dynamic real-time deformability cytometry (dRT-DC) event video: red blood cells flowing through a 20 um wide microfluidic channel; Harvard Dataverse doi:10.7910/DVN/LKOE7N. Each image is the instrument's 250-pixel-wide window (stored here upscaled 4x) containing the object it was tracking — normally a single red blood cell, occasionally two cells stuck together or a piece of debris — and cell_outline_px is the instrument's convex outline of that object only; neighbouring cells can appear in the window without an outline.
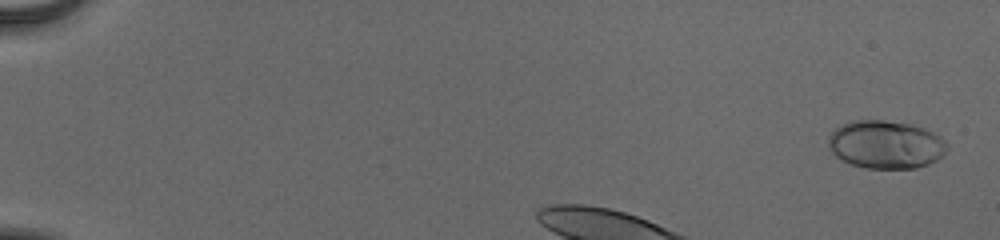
{"species": "human", "species_latin": "Homo sapiens", "temperature_condition": "cold", "stored_images_in_passage": 38, "camera_frame_rate_fps": 3000, "um_per_image_px": 0.085, "donor": {"sex": "male"}, "frame": {"image": 1, "passage_image": 2, "time_ms": 0.333, "image_size_px": [1000, 240], "cell_outline_px": [[948, 148], [936, 160], [928, 164], [916, 168], [864, 168], [852, 164], [836, 156], [828, 148], [828, 136], [840, 124], [852, 120], [884, 120], [908, 124], [924, 128], [940, 136], [948, 144]], "centroid_in_image_um": [75.26, 12.28], "position_along_channel_um": 9.7, "area_um2": 33.23}}
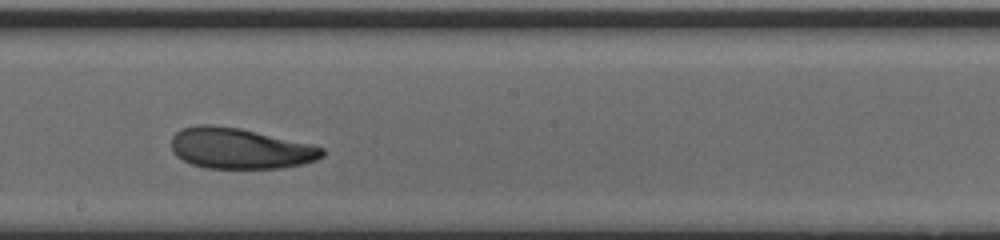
{"frame": {"image": 2, "passage_image": 24, "time_ms": 7.667, "image_size_px": [1000, 240], "cell_outline_px": [[324, 156], [316, 160], [300, 164], [280, 168], [204, 168], [192, 164], [176, 156], [172, 152], [172, 136], [180, 128], [196, 124], [212, 124], [240, 128], [312, 144], [324, 148]], "centroid_in_image_um": [20.37, 12.6], "position_along_channel_um": 227.8, "area_um2": 36.01}}
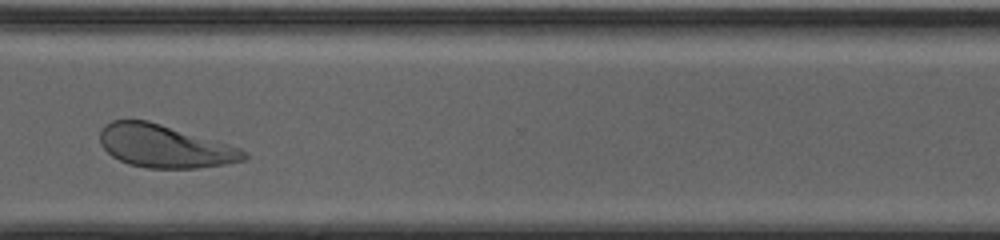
{"frame": {"image": 3, "passage_image": 34, "time_ms": 11.0, "image_size_px": [1000, 240], "cell_outline_px": [[248, 156], [244, 160], [228, 164], [196, 168], [148, 168], [128, 164], [112, 156], [100, 144], [100, 132], [112, 120], [148, 120], [228, 144], [240, 148]], "centroid_in_image_um": [13.99, 12.44], "position_along_channel_um": 356.6, "area_um2": 35.55}, "authors_computed_cell_mechanics": {"area_um2": 35.7493, "velocity_mm_per_s": 3.8542, "shape_relaxation_time_tau1_ms": 4.5427, "shape_relaxation_time_tau2_ms": 4.1104, "deformation_change_tau1": 0.1666, "deformation_change_tau2": 0.1213}}